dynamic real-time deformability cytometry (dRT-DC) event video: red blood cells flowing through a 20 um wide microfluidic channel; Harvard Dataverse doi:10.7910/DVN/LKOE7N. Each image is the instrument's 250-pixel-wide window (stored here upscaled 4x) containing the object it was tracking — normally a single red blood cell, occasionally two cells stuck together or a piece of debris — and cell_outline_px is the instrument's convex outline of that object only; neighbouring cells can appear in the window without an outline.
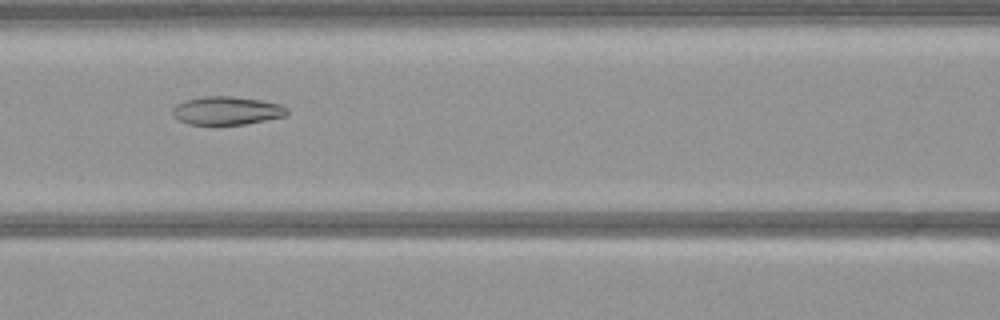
{"species": "common noctule bat (a hibernating species)", "species_latin": "Nyctalus noctula", "temperature_condition": "warm", "stored_images_in_passage": 44, "camera_frame_rate_fps": 3000, "um_per_image_px": 0.085, "animal": {"sex": "female", "body_mass_g": 21.9}, "frame": {"image": 1, "passage_image": 14, "time_ms": 4.333, "image_size_px": [1000, 320], "cell_outline_px": [[288, 112], [284, 116], [244, 124], [188, 124], [180, 120], [172, 112], [172, 108], [176, 104], [184, 100], [204, 96], [232, 96], [260, 100], [280, 104], [288, 108]], "centroid_in_image_um": [19.26, 9.39], "position_along_channel_um": 147.3, "area_um2": 18.67}}
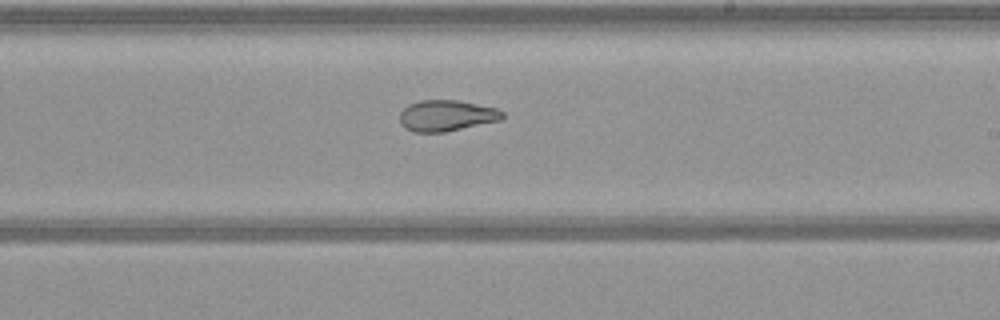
{"frame": {"image": 2, "passage_image": 22, "time_ms": 7.0, "image_size_px": [1000, 320], "cell_outline_px": [[504, 116], [500, 120], [444, 132], [412, 132], [404, 128], [400, 124], [400, 112], [408, 104], [420, 100], [460, 100], [496, 108], [504, 112]], "centroid_in_image_um": [37.92, 9.82], "position_along_channel_um": 251.1, "area_um2": 18.67}}
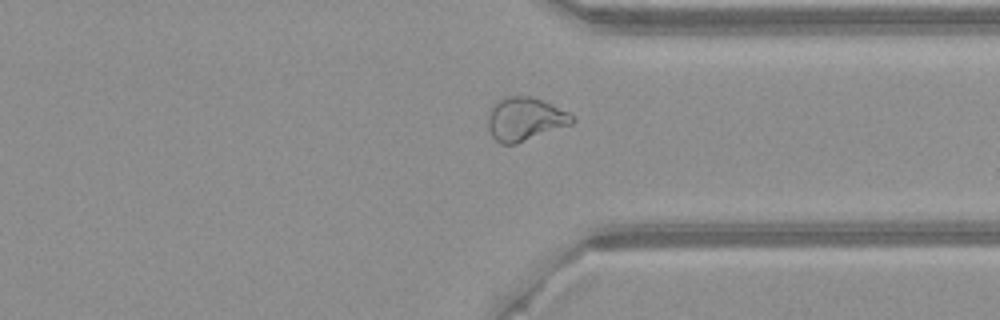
{"frame": {"image": 3, "passage_image": 31, "time_ms": 10.0, "image_size_px": [1000, 320], "cell_outline_px": [[576, 120], [572, 124], [516, 144], [500, 144], [492, 136], [488, 128], [488, 116], [492, 108], [504, 96], [532, 96], [568, 112], [576, 116]], "centroid_in_image_um": [44.64, 10.13], "position_along_channel_um": 366.8, "area_um2": 21.15}}